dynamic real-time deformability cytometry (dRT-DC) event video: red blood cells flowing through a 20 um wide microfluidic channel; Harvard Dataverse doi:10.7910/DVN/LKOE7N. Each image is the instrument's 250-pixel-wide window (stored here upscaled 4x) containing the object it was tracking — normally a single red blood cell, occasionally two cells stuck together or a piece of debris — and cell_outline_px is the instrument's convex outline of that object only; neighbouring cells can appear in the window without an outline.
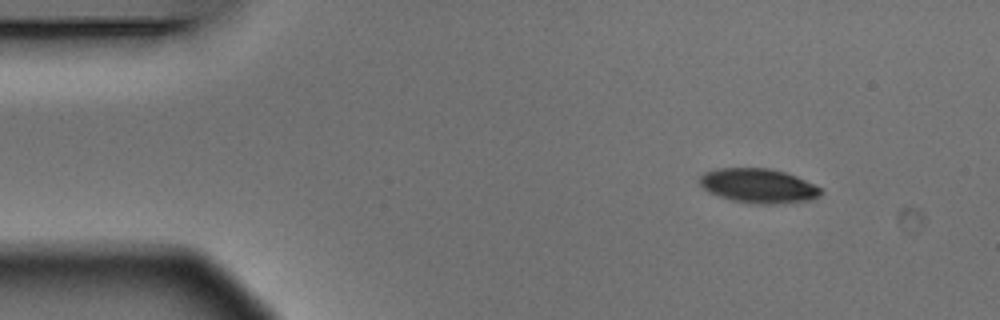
{"species": "Egyptian fruit bat (a non-hibernating species)", "species_latin": "Rousettus aegyptiacus", "temperature_condition": "warm", "stored_images_in_passage": 4, "camera_frame_rate_fps": 3000, "um_per_image_px": 0.085, "animal": {"sex": "male"}, "frame": {"image": 1, "passage_image": 1, "time_ms": 0.0, "image_size_px": [1000, 320], "cell_outline_px": [[820, 196], [812, 200], [772, 204], [756, 204], [732, 200], [708, 192], [700, 184], [700, 176], [704, 172], [716, 168], [768, 168], [784, 172], [796, 176], [820, 188]], "centroid_in_image_um": [64.44, 15.79], "position_along_channel_um": 20.6, "area_um2": 24.1}}
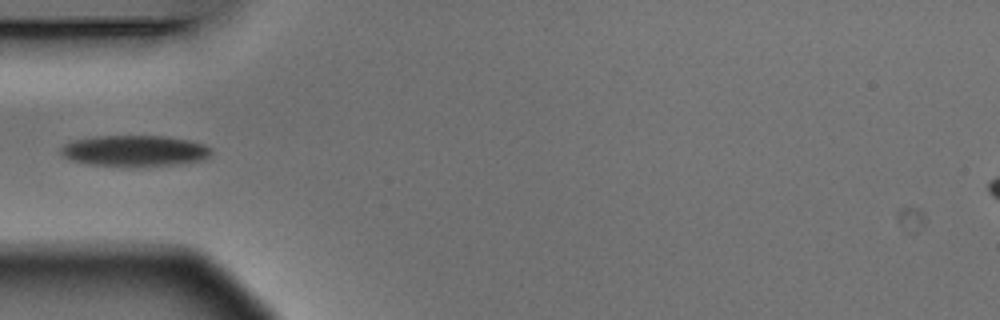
{"frame": {"image": 2, "passage_image": 4, "time_ms": 1.0, "image_size_px": [1000, 320], "cell_outline_px": [[212, 152], [204, 160], [184, 164], [88, 164], [72, 160], [64, 156], [60, 152], [60, 148], [64, 144], [72, 140], [96, 136], [164, 136], [188, 140], [204, 144], [212, 148]], "centroid_in_image_um": [11.47, 12.78], "position_along_channel_um": 73.5, "area_um2": 26.53}}